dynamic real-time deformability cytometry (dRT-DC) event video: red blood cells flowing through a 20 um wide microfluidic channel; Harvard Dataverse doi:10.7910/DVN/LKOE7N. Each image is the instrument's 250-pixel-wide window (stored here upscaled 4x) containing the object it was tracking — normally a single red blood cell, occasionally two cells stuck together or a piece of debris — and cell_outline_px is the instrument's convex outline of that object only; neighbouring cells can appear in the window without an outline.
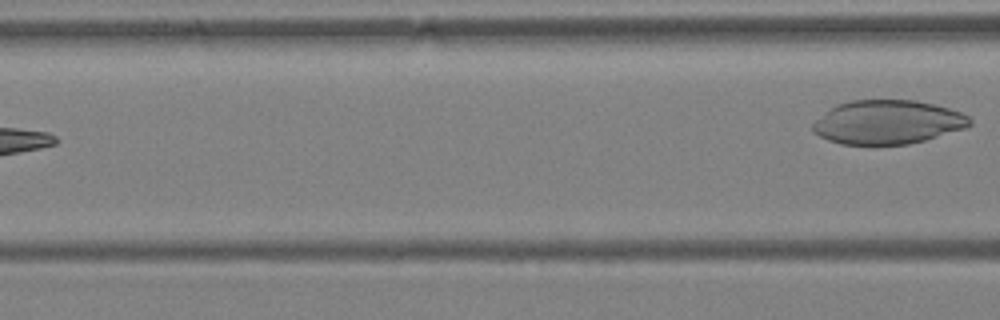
{"species": "Egyptian fruit bat (a non-hibernating species)", "species_latin": "Rousettus aegyptiacus", "temperature_condition": "warm", "stored_images_in_passage": 3, "camera_frame_rate_fps": 3000, "um_per_image_px": 0.085, "animal": {"sex": "female"}, "frame": {"image": 1, "passage_image": 3, "time_ms": 0.667, "image_size_px": [1000, 320], "cell_outline_px": [[972, 124], [964, 128], [924, 140], [908, 144], [840, 144], [828, 140], [812, 132], [812, 124], [816, 120], [836, 104], [848, 100], [916, 100], [948, 108], [960, 112], [968, 116], [972, 120]], "centroid_in_image_um": [75.42, 10.38], "position_along_channel_um": 91.2, "area_um2": 39.94}}